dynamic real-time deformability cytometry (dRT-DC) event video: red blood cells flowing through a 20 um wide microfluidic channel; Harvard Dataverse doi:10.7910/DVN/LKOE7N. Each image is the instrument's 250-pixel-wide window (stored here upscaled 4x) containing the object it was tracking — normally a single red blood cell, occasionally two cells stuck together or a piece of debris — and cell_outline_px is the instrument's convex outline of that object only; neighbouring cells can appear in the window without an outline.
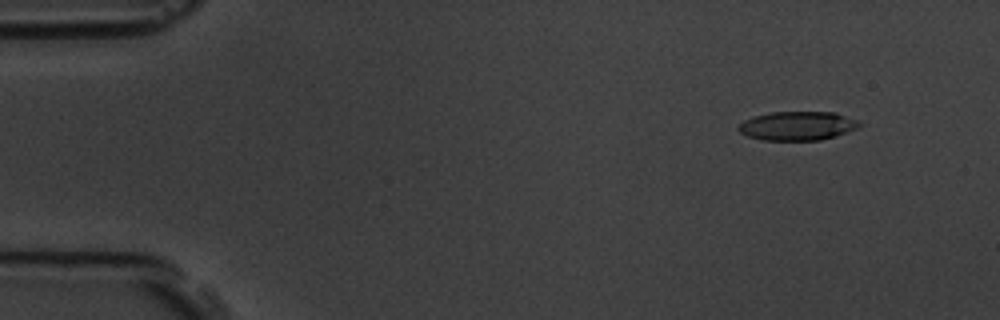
{"species": "common noctule bat (a hibernating species)", "species_latin": "Nyctalus noctula", "temperature_condition": "room temperature", "stored_images_in_passage": 5, "camera_frame_rate_fps": 3000, "um_per_image_px": 0.085, "animal": {"sex": "male", "body_mass_g": 19.5, "forearm_length_mm": 54.6}, "frame": {"image": 1, "passage_image": 2, "time_ms": 1.333, "image_size_px": [1000, 320], "cell_outline_px": [[864, 124], [848, 132], [836, 136], [820, 140], [764, 140], [748, 136], [740, 132], [736, 128], [744, 120], [756, 116], [772, 112], [836, 112], [860, 120]], "centroid_in_image_um": [67.85, 10.69], "position_along_channel_um": 17.2, "area_um2": 20.46}}
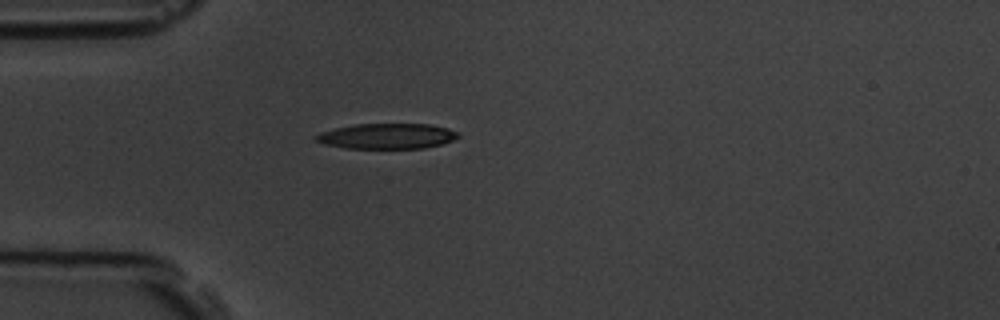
{"frame": {"image": 2, "passage_image": 5, "time_ms": 4.667, "image_size_px": [1000, 320], "cell_outline_px": [[460, 136], [452, 140], [440, 144], [424, 148], [344, 148], [324, 144], [316, 140], [312, 136], [320, 132], [352, 124], [428, 124], [448, 128], [460, 132]], "centroid_in_image_um": [32.88, 11.56], "position_along_channel_um": 52.1, "area_um2": 21.1}}